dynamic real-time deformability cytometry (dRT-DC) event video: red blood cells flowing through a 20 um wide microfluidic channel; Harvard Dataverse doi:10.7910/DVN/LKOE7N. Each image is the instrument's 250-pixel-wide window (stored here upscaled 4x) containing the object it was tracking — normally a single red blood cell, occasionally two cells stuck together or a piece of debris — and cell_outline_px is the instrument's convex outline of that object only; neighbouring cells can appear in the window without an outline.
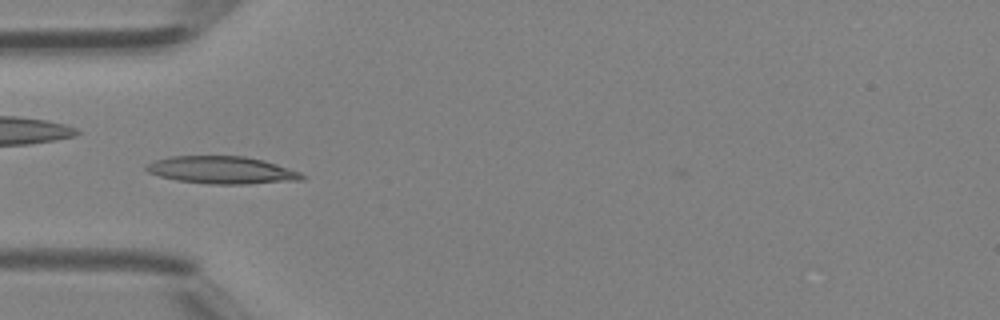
{"species": "Egyptian fruit bat (a non-hibernating species)", "species_latin": "Rousettus aegyptiacus", "temperature_condition": "room temperature", "stored_images_in_passage": 30, "camera_frame_rate_fps": 3000, "um_per_image_px": 0.085, "animal": {"sex": "female"}, "frame": {"image": 1, "passage_image": 1, "time_ms": 0.0, "image_size_px": [1000, 320], "cell_outline_px": [[308, 176], [304, 180], [248, 184], [208, 184], [176, 180], [160, 176], [148, 172], [144, 168], [148, 164], [156, 160], [168, 156], [244, 156], [264, 160], [300, 172]], "centroid_in_image_um": [18.9, 14.46], "position_along_channel_um": 66.1, "area_um2": 25.03}}
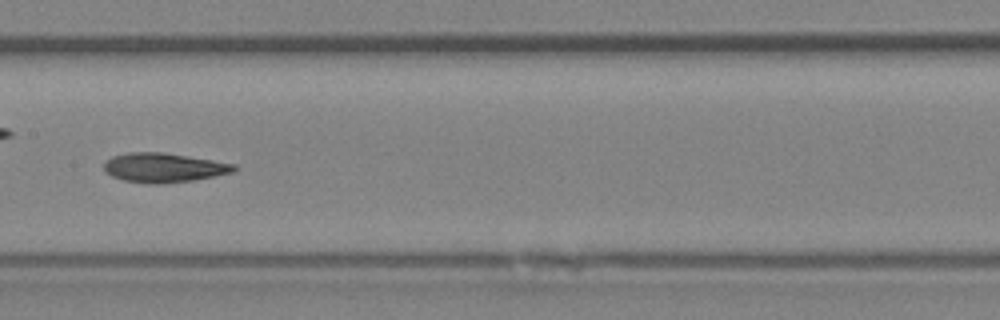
{"frame": {"image": 2, "passage_image": 9, "time_ms": 2.667, "image_size_px": [1000, 320], "cell_outline_px": [[240, 168], [232, 172], [216, 176], [192, 180], [160, 184], [148, 184], [124, 180], [112, 176], [104, 168], [104, 164], [112, 156], [128, 152], [164, 152], [236, 164]], "centroid_in_image_um": [13.95, 14.25], "position_along_channel_um": 193.4, "area_um2": 22.2}}
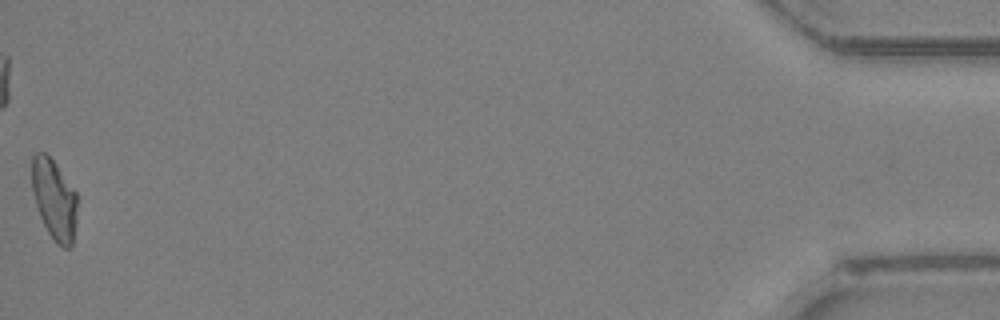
{"frame": {"image": 3, "passage_image": 30, "time_ms": 9.667, "image_size_px": [1000, 320], "cell_outline_px": [[76, 224], [72, 244], [68, 248], [64, 248], [56, 244], [48, 232], [36, 208], [32, 188], [32, 156], [36, 152], [44, 152], [56, 164], [76, 192]], "centroid_in_image_um": [4.6, 16.96], "position_along_channel_um": 430.6, "area_um2": 21.15}}